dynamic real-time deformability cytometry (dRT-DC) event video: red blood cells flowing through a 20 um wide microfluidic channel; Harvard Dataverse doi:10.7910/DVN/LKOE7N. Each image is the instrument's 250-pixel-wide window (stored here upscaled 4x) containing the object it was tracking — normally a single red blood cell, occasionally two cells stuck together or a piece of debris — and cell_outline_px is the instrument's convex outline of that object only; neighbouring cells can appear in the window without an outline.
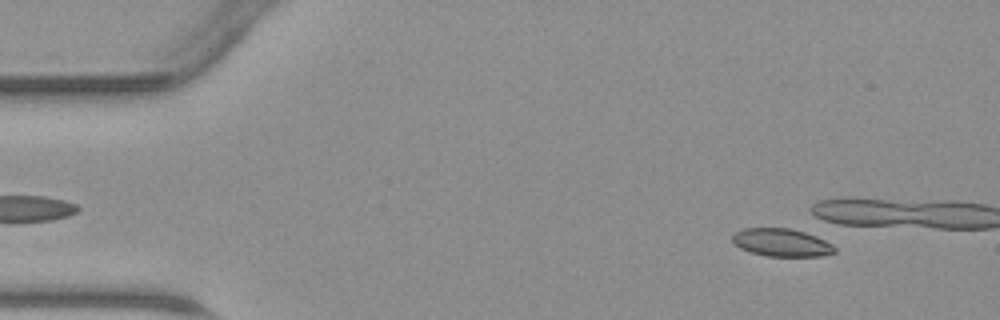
{"species": "common noctule bat (a hibernating species)", "species_latin": "Nyctalus noctula", "temperature_condition": "warm", "stored_images_in_passage": 7, "camera_frame_rate_fps": 3000, "um_per_image_px": 0.085, "animal": {"sex": "male", "body_mass_g": 23.1, "forearm_length_mm": 52.7}, "frame": {"image": 1, "passage_image": 5, "time_ms": 1.333, "image_size_px": [1000, 320], "cell_outline_px": [[836, 252], [824, 256], [768, 256], [752, 252], [740, 248], [732, 240], [732, 236], [736, 232], [744, 228], [788, 228], [804, 232], [816, 236], [832, 244], [836, 248]], "centroid_in_image_um": [66.46, 20.62], "position_along_channel_um": 18.5, "area_um2": 16.47}}